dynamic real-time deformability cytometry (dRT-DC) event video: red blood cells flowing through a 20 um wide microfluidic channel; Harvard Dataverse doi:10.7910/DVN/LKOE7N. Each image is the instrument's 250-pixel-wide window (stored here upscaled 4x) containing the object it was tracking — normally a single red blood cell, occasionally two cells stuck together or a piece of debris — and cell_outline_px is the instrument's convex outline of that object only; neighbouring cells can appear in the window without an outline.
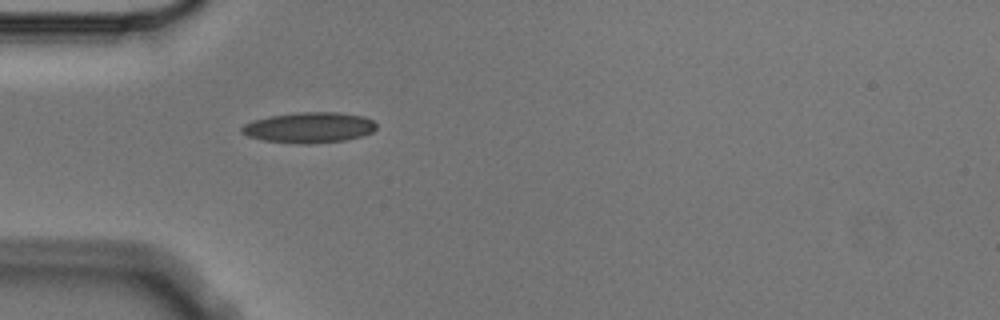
{"species": "Egyptian fruit bat (a non-hibernating species)", "species_latin": "Rousettus aegyptiacus", "temperature_condition": "cold", "stored_images_in_passage": 5, "camera_frame_rate_fps": 3000, "um_per_image_px": 0.085, "animal": {"sex": "male"}, "frame": {"image": 1, "passage_image": 5, "time_ms": 1.333, "image_size_px": [1000, 320], "cell_outline_px": [[376, 128], [372, 132], [364, 136], [344, 140], [308, 144], [300, 144], [264, 140], [248, 136], [240, 132], [240, 128], [244, 124], [252, 120], [272, 116], [296, 112], [336, 112], [364, 116], [372, 120], [376, 124]], "centroid_in_image_um": [26.28, 10.84], "position_along_channel_um": 58.7, "area_um2": 24.04}}